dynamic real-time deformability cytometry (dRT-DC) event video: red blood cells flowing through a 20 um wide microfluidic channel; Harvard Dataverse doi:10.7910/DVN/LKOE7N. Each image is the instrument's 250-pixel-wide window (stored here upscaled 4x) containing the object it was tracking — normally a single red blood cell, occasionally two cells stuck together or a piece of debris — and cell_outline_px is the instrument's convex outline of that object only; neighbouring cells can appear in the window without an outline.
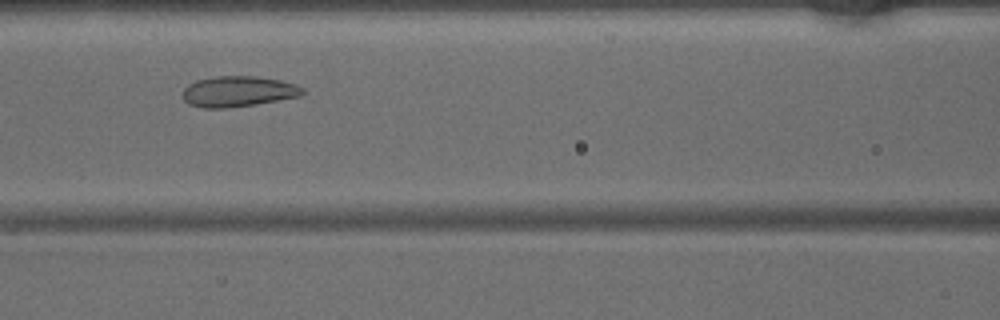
{"species": "common noctule bat (a hibernating species)", "species_latin": "Nyctalus noctula", "temperature_condition": "warm", "stored_images_in_passage": 37, "camera_frame_rate_fps": 3000, "um_per_image_px": 0.085, "animal": {"sex": "male", "body_mass_g": 15.6}, "frame": {"image": 1, "passage_image": 11, "time_ms": 3.333, "image_size_px": [1000, 320], "cell_outline_px": [[304, 92], [300, 96], [256, 104], [228, 108], [204, 108], [188, 104], [184, 100], [184, 88], [188, 84], [196, 80], [216, 76], [256, 76], [280, 80], [296, 84], [304, 88]], "centroid_in_image_um": [20.24, 7.77], "position_along_channel_um": 146.4, "area_um2": 21.44}}
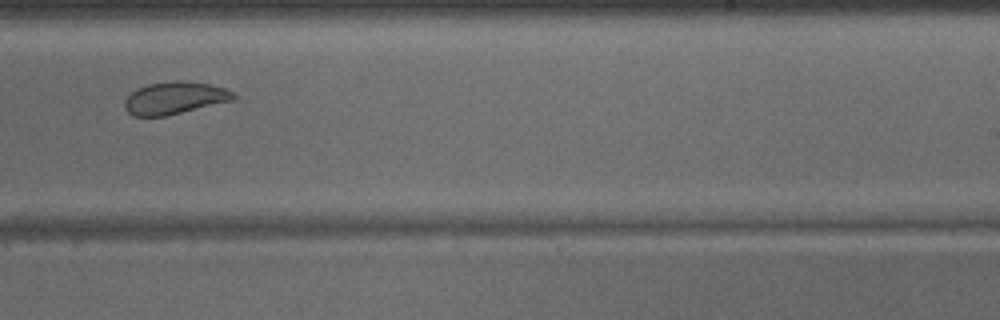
{"frame": {"image": 2, "passage_image": 20, "time_ms": 6.333, "image_size_px": [1000, 320], "cell_outline_px": [[236, 100], [168, 116], [132, 116], [124, 108], [124, 100], [136, 88], [148, 84], [172, 80], [180, 80], [208, 84], [224, 88], [232, 92], [236, 96]], "centroid_in_image_um": [14.84, 8.34], "position_along_channel_um": 274.2, "area_um2": 20.81}}
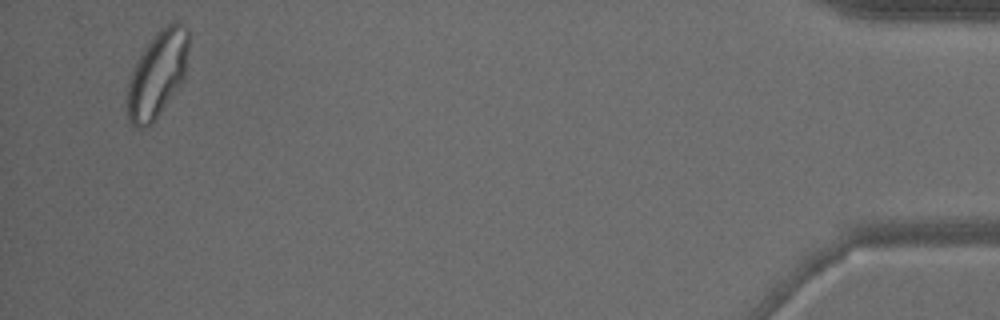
{"frame": {"image": 3, "passage_image": 36, "time_ms": 11.667, "image_size_px": [1000, 320], "cell_outline_px": [[188, 52], [184, 80], [152, 124], [144, 128], [136, 128], [128, 124], [124, 100], [128, 84], [136, 60], [144, 48], [156, 32], [164, 24], [172, 20], [176, 20], [188, 28]], "centroid_in_image_um": [13.34, 6.33], "position_along_channel_um": 421.9, "area_um2": 31.73}}